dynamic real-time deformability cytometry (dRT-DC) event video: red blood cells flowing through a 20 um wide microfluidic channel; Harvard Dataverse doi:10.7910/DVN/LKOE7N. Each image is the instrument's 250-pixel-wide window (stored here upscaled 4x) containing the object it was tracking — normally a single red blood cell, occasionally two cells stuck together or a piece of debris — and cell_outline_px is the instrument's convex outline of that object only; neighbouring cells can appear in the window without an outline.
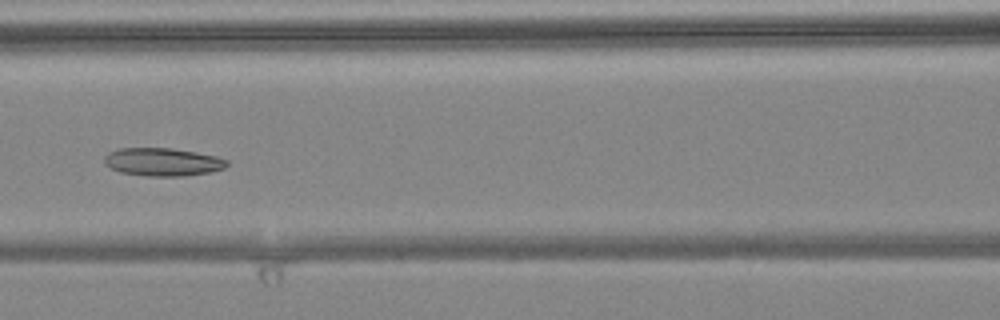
{"species": "common noctule bat (a hibernating species)", "species_latin": "Nyctalus noctula", "temperature_condition": "warm", "stored_images_in_passage": 9, "camera_frame_rate_fps": 3000, "um_per_image_px": 0.085, "animal": {"sex": "female", "body_mass_g": 24.6, "forearm_length_mm": 56.2}, "frame": {"image": 1, "passage_image": 7, "time_ms": 2.0, "image_size_px": [1000, 320], "cell_outline_px": [[228, 164], [224, 168], [212, 172], [184, 176], [148, 176], [120, 172], [104, 164], [104, 156], [108, 152], [120, 148], [172, 148], [196, 152], [216, 156], [228, 160]], "centroid_in_image_um": [13.83, 13.76], "position_along_channel_um": 152.8, "area_um2": 20.11}}
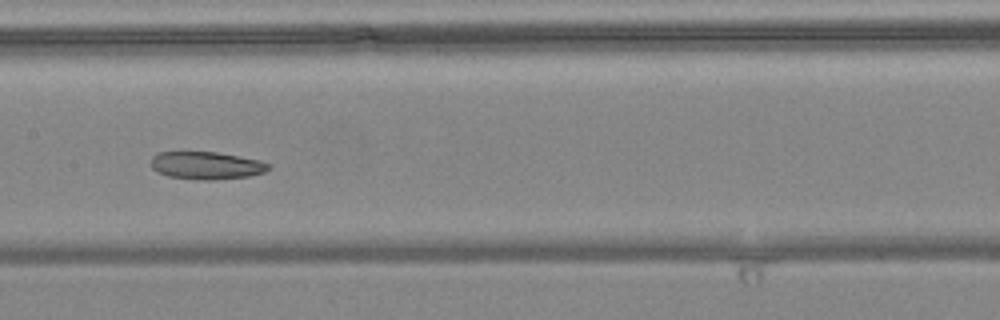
{"frame": {"image": 2, "passage_image": 8, "time_ms": 2.333, "image_size_px": [1000, 320], "cell_outline_px": [[272, 168], [264, 172], [248, 176], [212, 180], [200, 180], [168, 176], [156, 172], [152, 168], [152, 156], [156, 152], [216, 152], [260, 160], [268, 164]], "centroid_in_image_um": [17.52, 14.06], "position_along_channel_um": 189.9, "area_um2": 18.9}}
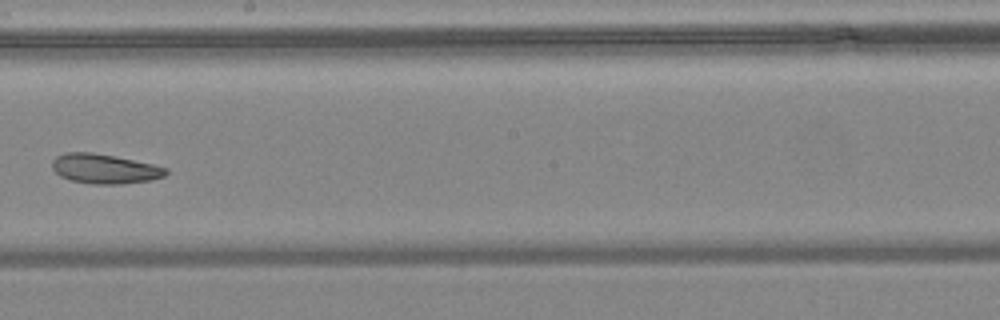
{"frame": {"image": 3, "passage_image": 9, "time_ms": 2.667, "image_size_px": [1000, 320], "cell_outline_px": [[168, 172], [164, 176], [152, 180], [120, 184], [92, 184], [72, 180], [60, 176], [52, 168], [52, 160], [56, 156], [64, 152], [92, 152], [152, 164], [168, 168]], "centroid_in_image_um": [8.88, 14.35], "position_along_channel_um": 239.3, "area_um2": 19.54}}